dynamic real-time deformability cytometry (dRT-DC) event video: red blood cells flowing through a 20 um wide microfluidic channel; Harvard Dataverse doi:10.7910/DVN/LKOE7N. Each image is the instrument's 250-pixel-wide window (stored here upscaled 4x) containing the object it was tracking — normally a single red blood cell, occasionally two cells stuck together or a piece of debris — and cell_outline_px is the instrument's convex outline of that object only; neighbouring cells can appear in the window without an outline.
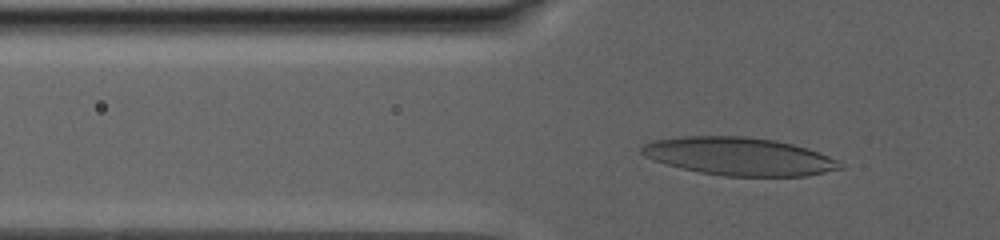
{"species": "human", "species_latin": "Homo sapiens", "temperature_condition": "warm", "stored_images_in_passage": 65, "camera_frame_rate_fps": 3000, "um_per_image_px": 0.085, "donor": {"sex": "male"}, "frame": {"image": 1, "passage_image": 40, "time_ms": 8.667, "image_size_px": [1000, 240], "cell_outline_px": [[844, 168], [804, 176], [724, 176], [700, 172], [680, 168], [644, 156], [640, 152], [640, 148], [644, 144], [652, 140], [684, 136], [744, 136], [776, 140], [808, 148], [828, 156], [844, 164]], "centroid_in_image_um": [62.82, 13.29], "position_along_channel_um": 63.0, "area_um2": 43.81}}
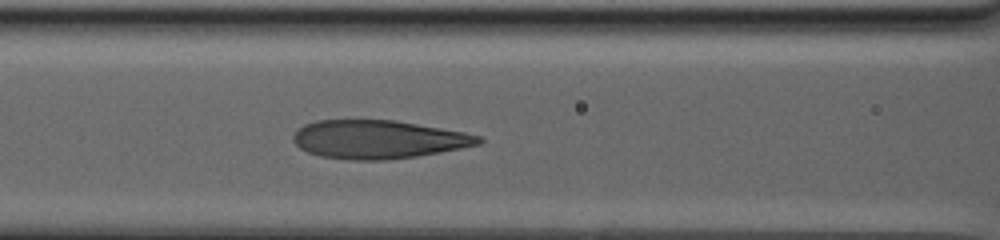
{"frame": {"image": 2, "passage_image": 54, "time_ms": 12.0, "image_size_px": [1000, 240], "cell_outline_px": [[484, 140], [480, 144], [440, 152], [416, 156], [388, 160], [348, 160], [320, 156], [308, 152], [300, 148], [292, 140], [292, 136], [304, 124], [316, 120], [396, 120], [464, 132], [480, 136]], "centroid_in_image_um": [32.14, 11.85], "position_along_channel_um": 134.5, "area_um2": 41.5}}
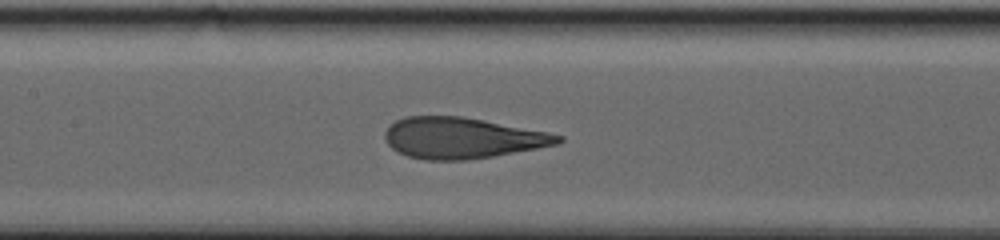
{"frame": {"image": 3, "passage_image": 62, "time_ms": 13.333, "image_size_px": [1000, 240], "cell_outline_px": [[564, 140], [560, 144], [492, 156], [468, 160], [424, 160], [408, 156], [392, 148], [384, 140], [384, 132], [388, 124], [404, 116], [464, 116], [548, 132], [564, 136]], "centroid_in_image_um": [39.27, 11.72], "position_along_channel_um": 168.1, "area_um2": 41.62}}